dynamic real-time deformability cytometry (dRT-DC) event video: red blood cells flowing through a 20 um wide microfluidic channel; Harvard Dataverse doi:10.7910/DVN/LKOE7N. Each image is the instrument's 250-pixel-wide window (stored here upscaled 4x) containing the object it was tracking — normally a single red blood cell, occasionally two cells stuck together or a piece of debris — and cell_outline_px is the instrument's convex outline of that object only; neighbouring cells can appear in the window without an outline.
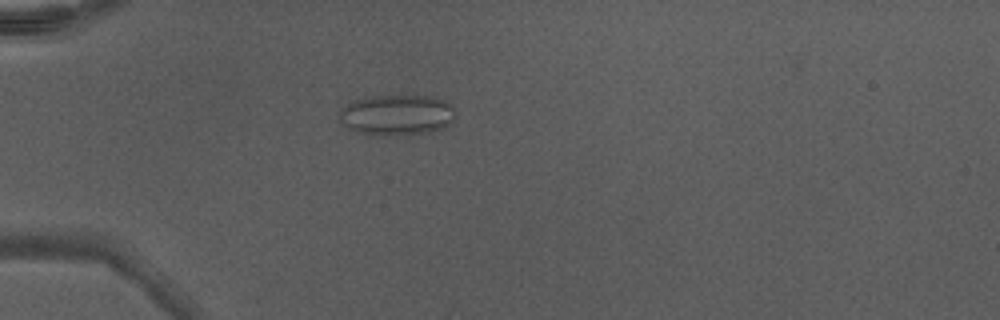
{"species": "Egyptian fruit bat (a non-hibernating species)", "species_latin": "Rousettus aegyptiacus", "temperature_condition": "warm", "stored_images_in_passage": 18, "camera_frame_rate_fps": 3000, "um_per_image_px": 0.085, "animal": {"sex": "male"}, "frame": {"image": 1, "passage_image": 16, "time_ms": 5.0, "image_size_px": [1000, 320], "cell_outline_px": [[456, 108], [452, 124], [444, 128], [428, 132], [384, 136], [380, 136], [356, 132], [348, 128], [340, 120], [340, 112], [348, 104], [356, 100], [372, 96], [428, 96], [444, 100], [452, 104]], "centroid_in_image_um": [33.79, 9.78], "position_along_channel_um": 51.2, "area_um2": 27.51}}